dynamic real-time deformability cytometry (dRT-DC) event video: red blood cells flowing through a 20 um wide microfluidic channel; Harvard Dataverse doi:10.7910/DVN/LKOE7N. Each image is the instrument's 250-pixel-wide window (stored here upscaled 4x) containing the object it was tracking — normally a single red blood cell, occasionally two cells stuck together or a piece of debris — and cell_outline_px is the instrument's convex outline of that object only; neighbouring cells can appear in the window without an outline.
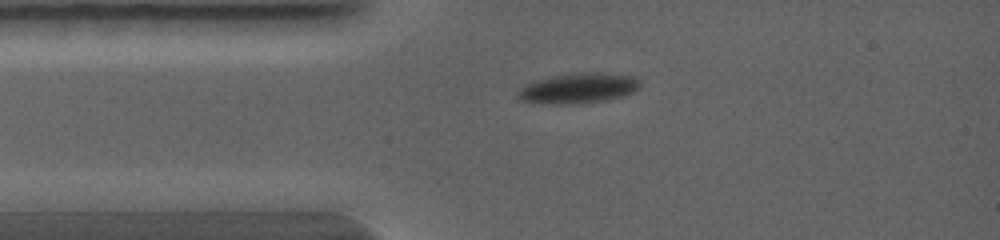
{"species": "common noctule bat (a hibernating species)", "species_latin": "Nyctalus noctula", "temperature_condition": "warm", "stored_images_in_passage": 3, "camera_frame_rate_fps": 5000, "um_per_image_px": 0.085, "animal": {"sex": "female", "body_mass_g": 19.0, "forearm_length_mm": 56.7}, "frame": {"image": 1, "passage_image": 3, "time_ms": 1.8, "image_size_px": [1000, 240], "cell_outline_px": [[640, 88], [632, 92], [620, 96], [604, 100], [580, 104], [532, 104], [520, 100], [516, 92], [524, 84], [536, 80], [552, 76], [584, 72], [596, 72], [636, 76], [640, 80]], "centroid_in_image_um": [49.11, 7.51], "position_along_channel_um": 35.9, "area_um2": 21.85}}